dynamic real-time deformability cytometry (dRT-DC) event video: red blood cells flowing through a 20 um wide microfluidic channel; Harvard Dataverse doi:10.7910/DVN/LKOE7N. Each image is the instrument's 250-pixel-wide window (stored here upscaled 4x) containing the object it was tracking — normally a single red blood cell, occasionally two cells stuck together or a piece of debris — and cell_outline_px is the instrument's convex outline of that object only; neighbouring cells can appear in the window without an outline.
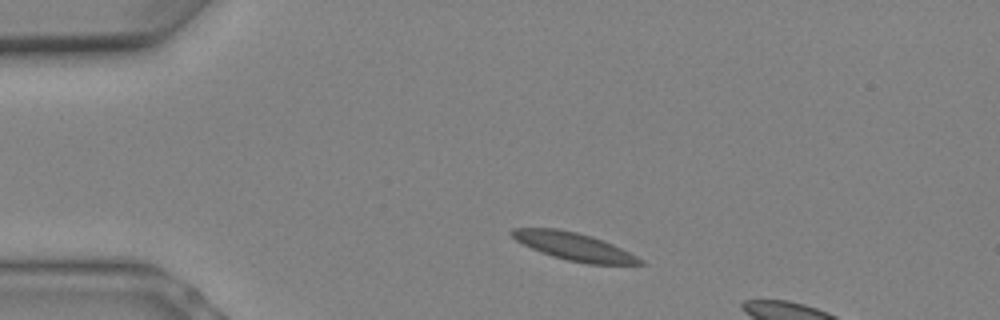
{"species": "Egyptian fruit bat (a non-hibernating species)", "species_latin": "Rousettus aegyptiacus", "temperature_condition": "warm", "stored_images_in_passage": 7, "camera_frame_rate_fps": 3000, "um_per_image_px": 0.085, "animal": {"sex": "female"}, "frame": {"image": 1, "passage_image": 1, "time_ms": 0.0, "image_size_px": [1000, 320], "cell_outline_px": [[644, 264], [588, 264], [568, 260], [552, 256], [540, 252], [516, 240], [508, 232], [512, 228], [556, 228], [576, 232], [592, 236], [612, 244], [644, 260]], "centroid_in_image_um": [48.75, 20.94], "position_along_channel_um": 36.2, "area_um2": 20.46}}
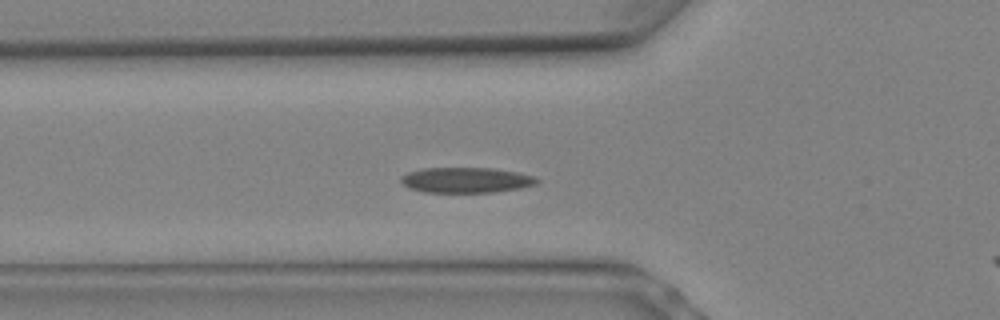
{"frame": {"image": 2, "passage_image": 4, "time_ms": 1.0, "image_size_px": [1000, 320], "cell_outline_px": [[540, 180], [536, 184], [520, 188], [492, 192], [424, 192], [408, 188], [400, 180], [400, 176], [408, 172], [420, 168], [492, 168], [516, 172], [536, 176]], "centroid_in_image_um": [39.6, 15.3], "position_along_channel_um": 86.2, "area_um2": 20.17}}